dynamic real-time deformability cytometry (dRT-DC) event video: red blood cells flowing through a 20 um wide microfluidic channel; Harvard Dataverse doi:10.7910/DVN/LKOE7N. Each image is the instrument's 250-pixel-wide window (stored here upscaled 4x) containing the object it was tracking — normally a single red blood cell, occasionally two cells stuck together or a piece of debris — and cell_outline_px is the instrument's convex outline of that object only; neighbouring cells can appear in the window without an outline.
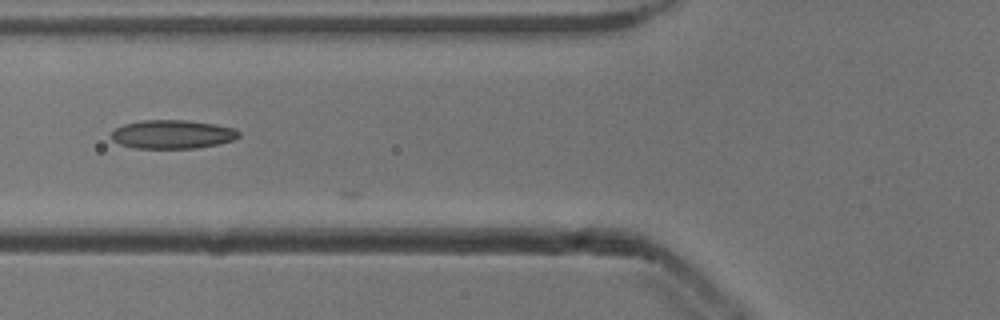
{"species": "common noctule bat (a hibernating species)", "species_latin": "Nyctalus noctula", "temperature_condition": "cold", "stored_images_in_passage": 21, "camera_frame_rate_fps": 3000, "um_per_image_px": 0.085, "animal": {"sex": "male", "body_mass_g": 13.3}, "frame": {"image": 1, "passage_image": 20, "time_ms": 6.333, "image_size_px": [1000, 320], "cell_outline_px": [[240, 136], [232, 140], [220, 144], [196, 148], [132, 148], [120, 144], [112, 140], [112, 132], [116, 128], [124, 124], [140, 120], [184, 120], [216, 124], [236, 128], [240, 132]], "centroid_in_image_um": [14.68, 11.41], "position_along_channel_um": 111.1, "area_um2": 21.44}}